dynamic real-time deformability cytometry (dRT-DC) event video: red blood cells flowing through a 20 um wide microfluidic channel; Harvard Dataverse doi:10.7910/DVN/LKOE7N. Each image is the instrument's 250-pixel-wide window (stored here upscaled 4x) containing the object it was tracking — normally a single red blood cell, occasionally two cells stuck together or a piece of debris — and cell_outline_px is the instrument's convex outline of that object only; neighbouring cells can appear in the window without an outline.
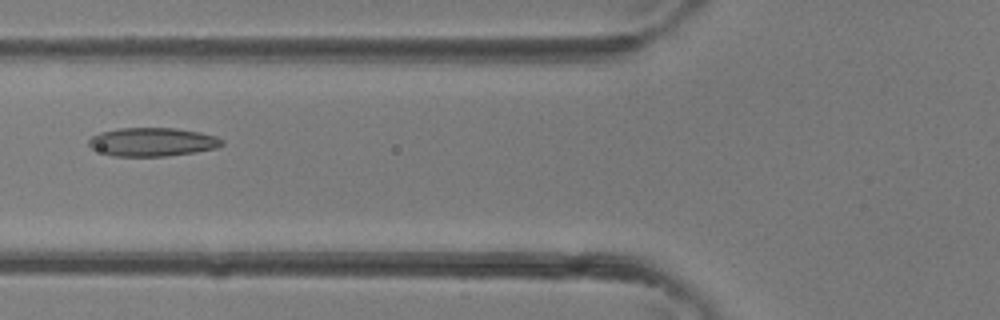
{"species": "common noctule bat (a hibernating species)", "species_latin": "Nyctalus noctula", "temperature_condition": "room temperature", "stored_images_in_passage": 4, "camera_frame_rate_fps": 3000, "um_per_image_px": 0.085, "animal": {"sex": "female"}, "frame": {"image": 1, "passage_image": 4, "time_ms": 1.0, "image_size_px": [1000, 320], "cell_outline_px": [[224, 144], [216, 148], [196, 152], [168, 156], [112, 156], [92, 148], [88, 144], [88, 140], [92, 136], [100, 132], [120, 128], [176, 128], [200, 132], [216, 136], [224, 140]], "centroid_in_image_um": [12.98, 12.06], "position_along_channel_um": 112.8, "area_um2": 22.25}}